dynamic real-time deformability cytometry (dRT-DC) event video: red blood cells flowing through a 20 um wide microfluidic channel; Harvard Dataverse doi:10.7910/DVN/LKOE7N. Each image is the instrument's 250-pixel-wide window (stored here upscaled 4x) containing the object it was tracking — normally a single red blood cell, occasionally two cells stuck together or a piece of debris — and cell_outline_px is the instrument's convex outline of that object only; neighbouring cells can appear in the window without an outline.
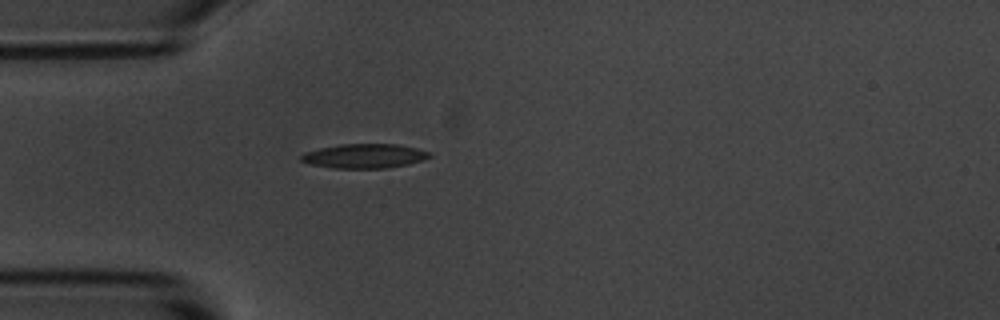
{"species": "common noctule bat (a hibernating species)", "species_latin": "Nyctalus noctula", "temperature_condition": "room temperature", "stored_images_in_passage": 1, "camera_frame_rate_fps": 3000, "um_per_image_px": 0.085, "animal": {"sex": "male", "body_mass_g": 20.1, "forearm_length_mm": 53.5}, "frame": {"image": 1, "passage_image": 1, "time_ms": 0.0, "image_size_px": [1000, 320], "cell_outline_px": [[432, 156], [424, 160], [408, 164], [388, 168], [332, 168], [308, 164], [300, 160], [300, 156], [304, 152], [320, 148], [340, 144], [400, 144], [416, 148], [428, 152]], "centroid_in_image_um": [30.96, 13.26], "position_along_channel_um": 54.0, "area_um2": 18.32}}